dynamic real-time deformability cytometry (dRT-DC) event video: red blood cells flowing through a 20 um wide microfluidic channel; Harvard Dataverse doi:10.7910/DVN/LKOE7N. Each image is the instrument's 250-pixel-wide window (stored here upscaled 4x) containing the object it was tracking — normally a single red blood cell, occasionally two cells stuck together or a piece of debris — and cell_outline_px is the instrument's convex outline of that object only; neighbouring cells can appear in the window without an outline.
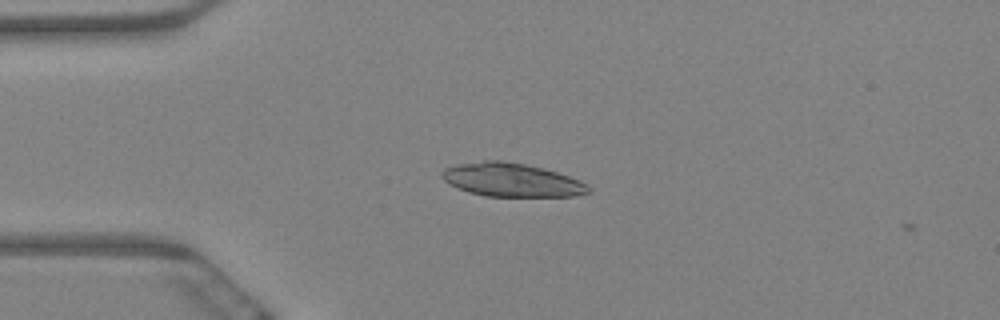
{"species": "Egyptian fruit bat (a non-hibernating species)", "species_latin": "Rousettus aegyptiacus", "temperature_condition": "warm", "stored_images_in_passage": 2, "camera_frame_rate_fps": 3000, "um_per_image_px": 0.085, "animal": {"sex": "female"}, "frame": {"image": 1, "passage_image": 1, "time_ms": 0.0, "image_size_px": [1000, 320], "cell_outline_px": [[592, 192], [572, 196], [484, 196], [468, 192], [448, 184], [440, 176], [440, 172], [444, 168], [456, 164], [484, 160], [500, 160], [524, 164], [544, 168], [580, 180], [592, 188]], "centroid_in_image_um": [43.45, 15.29], "position_along_channel_um": 41.5, "area_um2": 28.78}}